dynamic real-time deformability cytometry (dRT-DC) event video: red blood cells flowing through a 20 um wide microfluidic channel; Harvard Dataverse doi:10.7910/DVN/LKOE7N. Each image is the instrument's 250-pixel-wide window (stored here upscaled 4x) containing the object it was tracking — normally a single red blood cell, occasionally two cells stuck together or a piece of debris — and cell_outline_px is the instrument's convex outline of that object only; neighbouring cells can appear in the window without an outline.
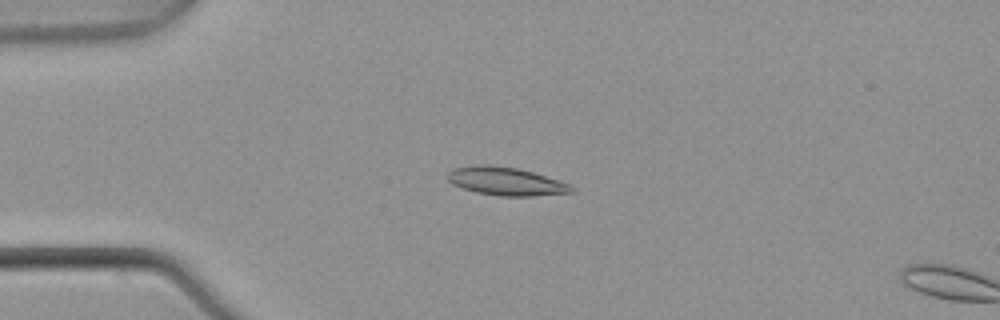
{"species": "common noctule bat (a hibernating species)", "species_latin": "Nyctalus noctula", "temperature_condition": "warm", "stored_images_in_passage": 15, "camera_frame_rate_fps": 3000, "um_per_image_px": 0.085, "animal": {"sex": "male", "body_mass_g": 21.5, "forearm_length_mm": 52.0}, "frame": {"image": 1, "passage_image": 13, "time_ms": 4.0, "image_size_px": [1000, 320], "cell_outline_px": [[576, 192], [532, 196], [500, 196], [476, 192], [452, 184], [448, 180], [448, 172], [452, 168], [476, 164], [488, 164], [516, 168], [532, 172], [568, 184], [576, 188]], "centroid_in_image_um": [42.98, 15.41], "position_along_channel_um": 42.0, "area_um2": 20.29}}